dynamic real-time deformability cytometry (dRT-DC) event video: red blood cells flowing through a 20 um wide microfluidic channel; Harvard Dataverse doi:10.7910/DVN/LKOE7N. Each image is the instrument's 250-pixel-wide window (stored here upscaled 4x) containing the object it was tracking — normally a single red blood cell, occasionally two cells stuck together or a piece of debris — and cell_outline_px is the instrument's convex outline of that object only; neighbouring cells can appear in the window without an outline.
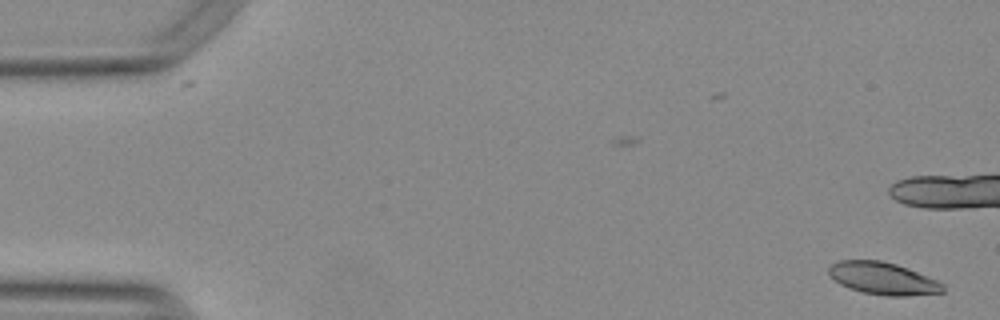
{"species": "Egyptian fruit bat (a non-hibernating species)", "species_latin": "Rousettus aegyptiacus", "temperature_condition": "warm", "stored_images_in_passage": 37, "camera_frame_rate_fps": 3000, "um_per_image_px": 0.085, "animal": {"sex": "female"}, "frame": {"image": 1, "passage_image": 1, "time_ms": 0.0, "image_size_px": [1000, 320], "cell_outline_px": [[944, 292], [904, 296], [888, 296], [864, 292], [840, 284], [828, 272], [828, 268], [832, 264], [840, 260], [880, 260], [896, 264], [936, 280], [944, 284]], "centroid_in_image_um": [75.06, 23.66], "position_along_channel_um": 9.9, "area_um2": 21.04}}